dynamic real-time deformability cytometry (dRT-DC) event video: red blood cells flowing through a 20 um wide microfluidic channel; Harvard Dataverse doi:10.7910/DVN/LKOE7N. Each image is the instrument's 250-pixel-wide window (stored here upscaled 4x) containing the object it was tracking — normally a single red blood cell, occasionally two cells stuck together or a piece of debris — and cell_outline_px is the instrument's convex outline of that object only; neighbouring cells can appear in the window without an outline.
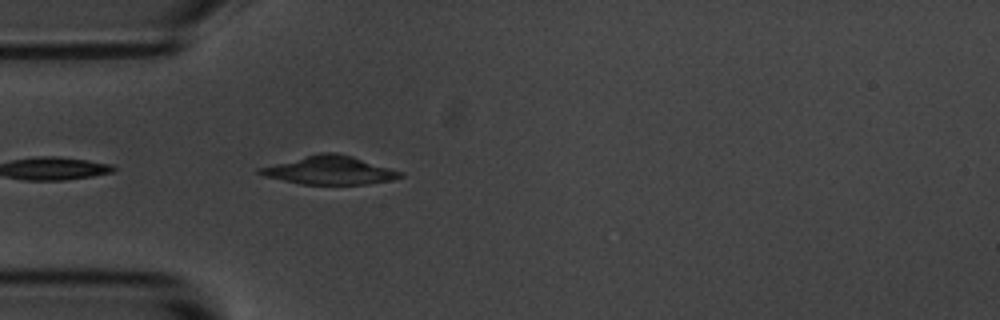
{"species": "common noctule bat (a hibernating species)", "species_latin": "Nyctalus noctula", "temperature_condition": "room temperature", "stored_images_in_passage": 25, "camera_frame_rate_fps": 3000, "um_per_image_px": 0.085, "animal": {"sex": "male", "body_mass_g": 20.1, "forearm_length_mm": 53.5}, "frame": {"image": 1, "passage_image": 1, "time_ms": 0.0, "image_size_px": [1000, 320], "cell_outline_px": [[404, 176], [392, 180], [368, 184], [300, 184], [264, 176], [256, 172], [256, 168], [320, 152], [336, 152], [352, 156], [404, 172]], "centroid_in_image_um": [28.02, 14.47], "position_along_channel_um": 57.0, "area_um2": 23.29}}